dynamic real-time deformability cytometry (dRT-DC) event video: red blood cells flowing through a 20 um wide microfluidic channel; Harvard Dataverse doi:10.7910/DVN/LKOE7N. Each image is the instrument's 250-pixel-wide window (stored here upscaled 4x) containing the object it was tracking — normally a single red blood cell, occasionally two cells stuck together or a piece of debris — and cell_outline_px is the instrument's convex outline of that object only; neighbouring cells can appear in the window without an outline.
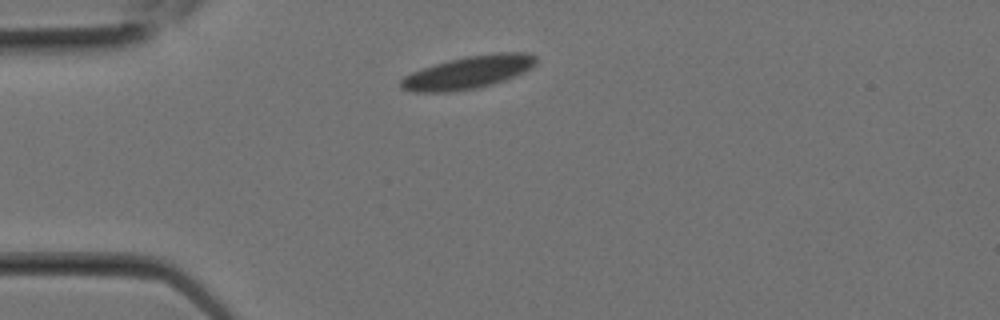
{"species": "Egyptian fruit bat (a non-hibernating species)", "species_latin": "Rousettus aegyptiacus", "temperature_condition": "room temperature", "stored_images_in_passage": 1, "camera_frame_rate_fps": 3000, "um_per_image_px": 0.085, "animal": {"sex": "female"}, "frame": {"image": 1, "passage_image": 1, "time_ms": 0.0, "image_size_px": [1000, 320], "cell_outline_px": [[536, 64], [524, 72], [504, 80], [492, 84], [476, 88], [448, 92], [412, 92], [400, 88], [400, 80], [404, 76], [412, 72], [448, 60], [468, 56], [500, 52], [528, 52], [536, 56]], "centroid_in_image_um": [39.8, 6.15], "position_along_channel_um": 45.2, "area_um2": 25.66}}